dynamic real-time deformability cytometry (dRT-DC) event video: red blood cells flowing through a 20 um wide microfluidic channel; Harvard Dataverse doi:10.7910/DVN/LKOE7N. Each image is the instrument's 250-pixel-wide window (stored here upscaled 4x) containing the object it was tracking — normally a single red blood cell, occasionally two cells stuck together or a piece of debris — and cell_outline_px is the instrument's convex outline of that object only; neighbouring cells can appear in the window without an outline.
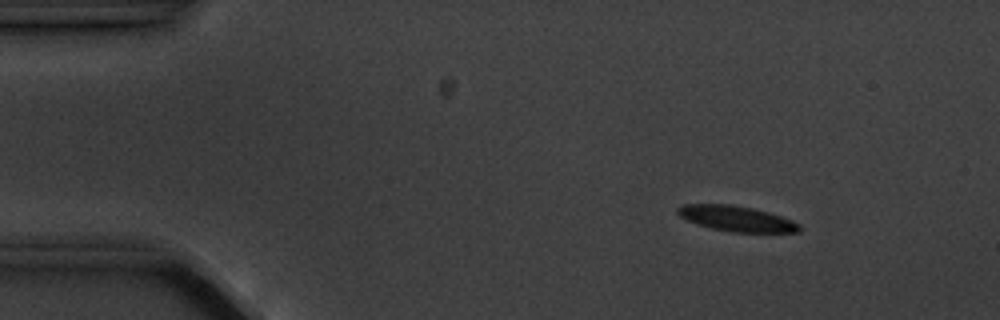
{"species": "common noctule bat (a hibernating species)", "species_latin": "Nyctalus noctula", "temperature_condition": "cold", "stored_images_in_passage": 4, "camera_frame_rate_fps": 3000, "um_per_image_px": 0.085, "animal": {"sex": "male", "body_mass_g": 20.1, "forearm_length_mm": 53.5}, "frame": {"image": 1, "passage_image": 2, "time_ms": 1.333, "image_size_px": [1000, 320], "cell_outline_px": [[800, 232], [732, 232], [712, 228], [696, 224], [680, 216], [676, 212], [676, 208], [684, 204], [732, 204], [752, 208], [768, 212], [792, 220], [800, 224]], "centroid_in_image_um": [62.59, 18.57], "position_along_channel_um": 22.4, "area_um2": 17.98}}